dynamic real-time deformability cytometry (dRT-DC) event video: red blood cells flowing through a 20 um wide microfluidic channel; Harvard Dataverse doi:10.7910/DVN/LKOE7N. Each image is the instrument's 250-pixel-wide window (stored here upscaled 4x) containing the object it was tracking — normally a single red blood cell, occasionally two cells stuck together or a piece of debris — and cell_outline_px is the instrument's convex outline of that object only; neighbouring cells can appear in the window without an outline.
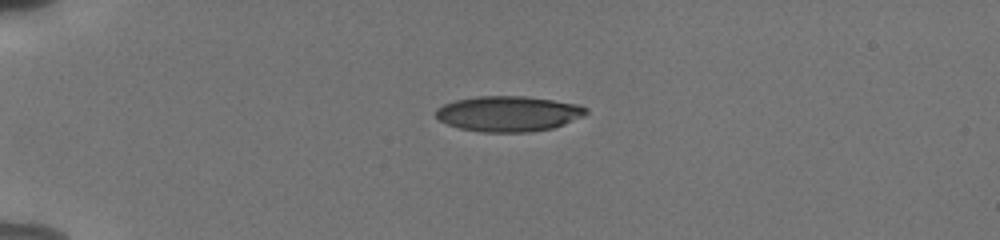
{"species": "human", "species_latin": "Homo sapiens", "temperature_condition": "cold", "stored_images_in_passage": 42, "camera_frame_rate_fps": 3000, "um_per_image_px": 0.085, "donor": {"sex": "male"}, "frame": {"image": 1, "passage_image": 1, "time_ms": 0.0, "image_size_px": [1000, 240], "cell_outline_px": [[588, 112], [584, 116], [564, 124], [552, 128], [528, 132], [480, 132], [460, 128], [448, 124], [440, 120], [436, 116], [436, 108], [444, 104], [456, 100], [476, 96], [524, 96], [580, 104], [588, 108]], "centroid_in_image_um": [43.24, 9.66], "position_along_channel_um": 41.8, "area_um2": 31.04}}
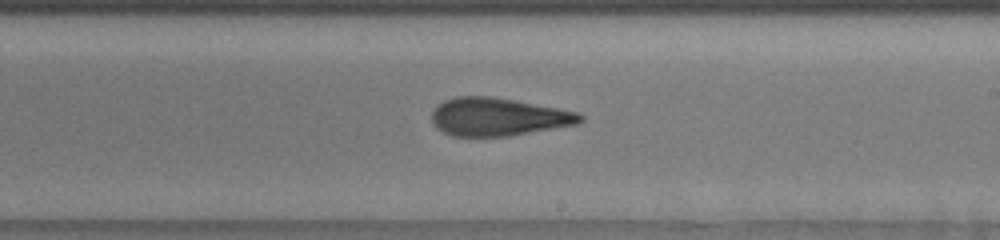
{"frame": {"image": 2, "passage_image": 21, "time_ms": 6.667, "image_size_px": [1000, 240], "cell_outline_px": [[584, 120], [576, 124], [508, 136], [452, 136], [436, 128], [432, 124], [432, 108], [444, 100], [456, 96], [488, 96], [512, 100], [556, 108], [576, 112], [584, 116]], "centroid_in_image_um": [42.27, 9.93], "position_along_channel_um": 246.7, "area_um2": 32.6}}
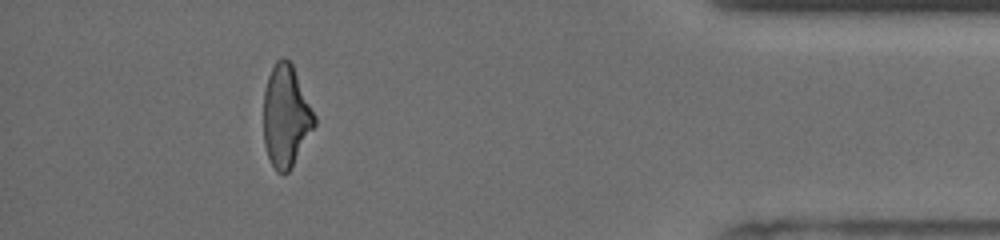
{"frame": {"image": 3, "passage_image": 37, "time_ms": 12.0, "image_size_px": [1000, 240], "cell_outline_px": [[316, 124], [288, 172], [276, 172], [268, 156], [264, 144], [264, 92], [268, 76], [276, 60], [280, 56], [284, 56], [292, 64], [316, 116]], "centroid_in_image_um": [24.3, 9.83], "position_along_channel_um": 410.9, "area_um2": 29.94}, "authors_computed_cell_mechanics": {"area_um2": 32.4836, "velocity_mm_per_s": 3.8175, "shape_relaxation_time_tau1_ms": 5.1741, "shape_relaxation_time_tau2_ms": 2.0954, "deformation_change_tau1": 0.1707, "deformation_change_tau2": 0.1127}}